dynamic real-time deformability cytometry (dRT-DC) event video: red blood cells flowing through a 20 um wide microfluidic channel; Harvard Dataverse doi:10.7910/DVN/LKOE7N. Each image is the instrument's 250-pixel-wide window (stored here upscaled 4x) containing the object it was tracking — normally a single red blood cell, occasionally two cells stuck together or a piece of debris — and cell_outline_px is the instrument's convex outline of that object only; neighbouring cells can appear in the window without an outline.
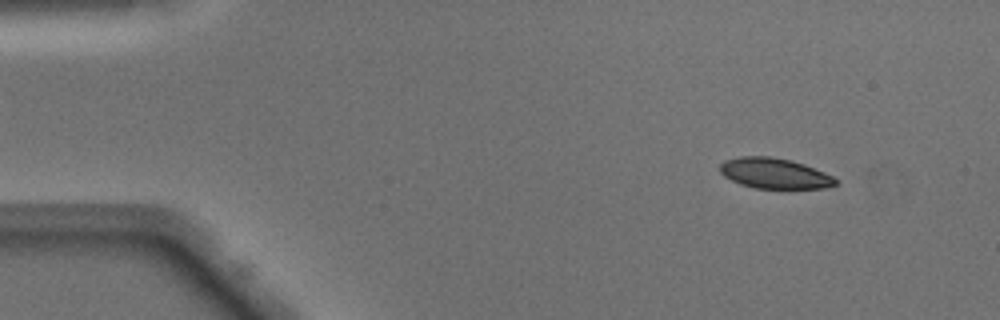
{"species": "Egyptian fruit bat (a non-hibernating species)", "species_latin": "Rousettus aegyptiacus", "temperature_condition": "warm", "stored_images_in_passage": 42, "camera_frame_rate_fps": 3000, "um_per_image_px": 0.085, "animal": {"sex": "male"}, "frame": {"image": 1, "passage_image": 5, "time_ms": 1.333, "image_size_px": [1000, 320], "cell_outline_px": [[840, 184], [828, 188], [756, 188], [740, 184], [724, 176], [720, 172], [720, 164], [724, 160], [740, 156], [772, 156], [792, 160], [804, 164], [824, 172], [832, 176]], "centroid_in_image_um": [65.84, 14.73], "position_along_channel_um": 19.2, "area_um2": 20.63}}
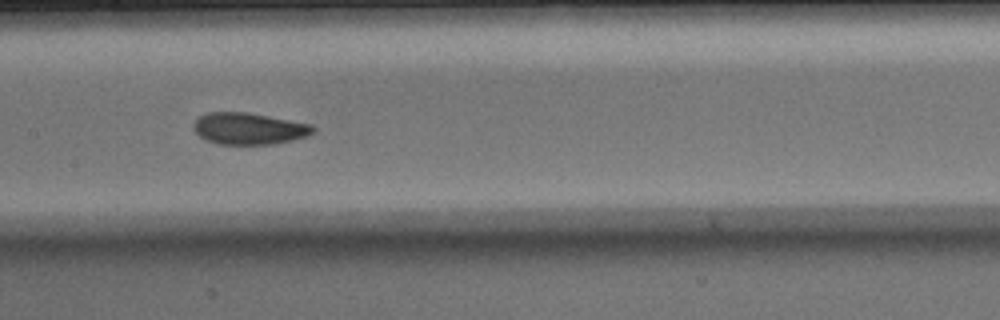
{"frame": {"image": 2, "passage_image": 24, "time_ms": 7.667, "image_size_px": [1000, 320], "cell_outline_px": [[316, 128], [312, 132], [304, 136], [292, 140], [272, 144], [216, 144], [204, 140], [192, 128], [192, 124], [200, 116], [208, 112], [248, 112], [312, 124]], "centroid_in_image_um": [21.12, 10.92], "position_along_channel_um": 186.3, "area_um2": 22.08}}
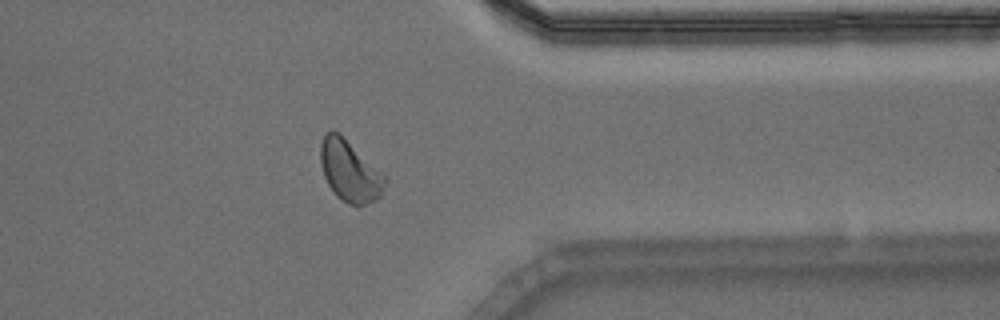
{"frame": {"image": 3, "passage_image": 39, "time_ms": 12.667, "image_size_px": [1000, 320], "cell_outline_px": [[388, 180], [380, 196], [376, 200], [364, 204], [348, 204], [336, 196], [328, 184], [324, 176], [320, 160], [320, 144], [324, 136], [332, 128], [340, 132], [388, 176]], "centroid_in_image_um": [29.76, 14.49], "position_along_channel_um": 381.6, "area_um2": 23.47}, "authors_computed_cell_mechanics": {"area_um2": 22.0507, "velocity_mm_per_s": 4.0866, "shape_relaxation_time_tau1_ms": 3.426, "shape_relaxation_time_tau2_ms": 1.8507, "deformation_change_tau1": 0.112, "deformation_change_tau2": 0.0705}}